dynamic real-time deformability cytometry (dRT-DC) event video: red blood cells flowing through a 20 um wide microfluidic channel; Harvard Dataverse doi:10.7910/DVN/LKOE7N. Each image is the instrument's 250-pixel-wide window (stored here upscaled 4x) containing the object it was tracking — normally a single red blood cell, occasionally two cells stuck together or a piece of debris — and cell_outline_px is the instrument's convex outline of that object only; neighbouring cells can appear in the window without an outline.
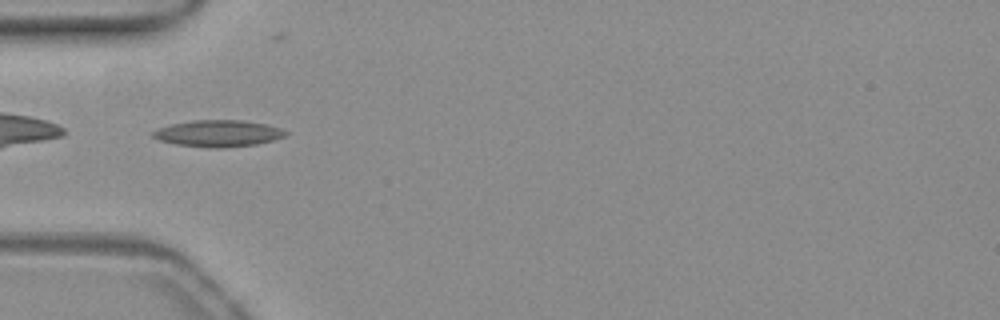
{"species": "common noctule bat (a hibernating species)", "species_latin": "Nyctalus noctula", "temperature_condition": "warm", "stored_images_in_passage": 16, "camera_frame_rate_fps": 3000, "um_per_image_px": 0.085, "animal": {"sex": "female", "body_mass_g": 19.3, "forearm_length_mm": 54.1}, "frame": {"image": 1, "passage_image": 1, "time_ms": 0.0, "image_size_px": [1000, 320], "cell_outline_px": [[288, 132], [284, 136], [272, 140], [256, 144], [224, 148], [208, 148], [176, 144], [160, 140], [152, 136], [152, 132], [160, 128], [172, 124], [192, 120], [244, 120], [268, 124], [280, 128]], "centroid_in_image_um": [18.56, 11.34], "position_along_channel_um": 66.4, "area_um2": 20.52}}
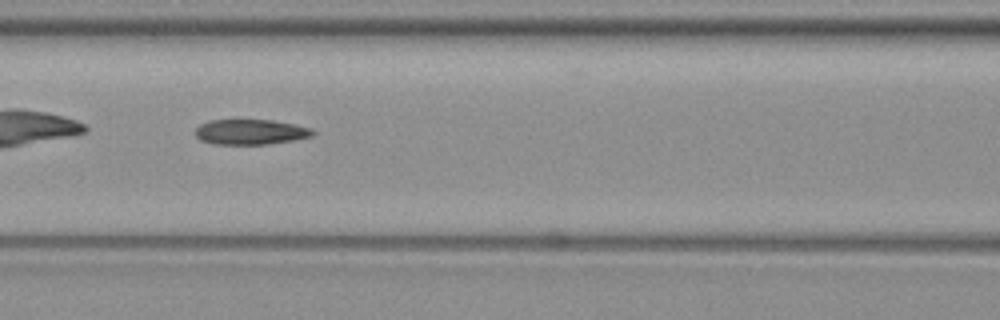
{"frame": {"image": 2, "passage_image": 7, "time_ms": 2.0, "image_size_px": [1000, 320], "cell_outline_px": [[316, 132], [312, 136], [292, 140], [268, 144], [212, 144], [200, 140], [196, 136], [196, 128], [200, 124], [208, 120], [272, 120], [296, 124], [312, 128]], "centroid_in_image_um": [21.3, 11.21], "position_along_channel_um": 145.3, "area_um2": 17.34}}
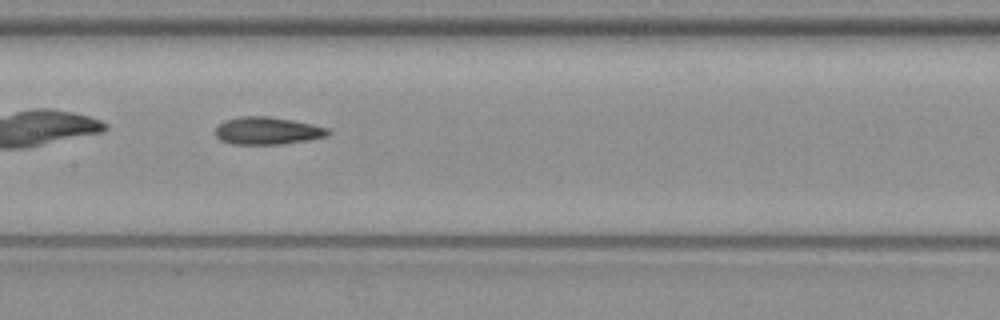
{"frame": {"image": 3, "passage_image": 10, "time_ms": 3.0, "image_size_px": [1000, 320], "cell_outline_px": [[332, 132], [328, 136], [308, 140], [280, 144], [232, 144], [220, 140], [216, 136], [216, 124], [224, 120], [240, 116], [268, 116], [292, 120], [312, 124], [328, 128]], "centroid_in_image_um": [22.72, 11.11], "position_along_channel_um": 184.7, "area_um2": 18.21}}